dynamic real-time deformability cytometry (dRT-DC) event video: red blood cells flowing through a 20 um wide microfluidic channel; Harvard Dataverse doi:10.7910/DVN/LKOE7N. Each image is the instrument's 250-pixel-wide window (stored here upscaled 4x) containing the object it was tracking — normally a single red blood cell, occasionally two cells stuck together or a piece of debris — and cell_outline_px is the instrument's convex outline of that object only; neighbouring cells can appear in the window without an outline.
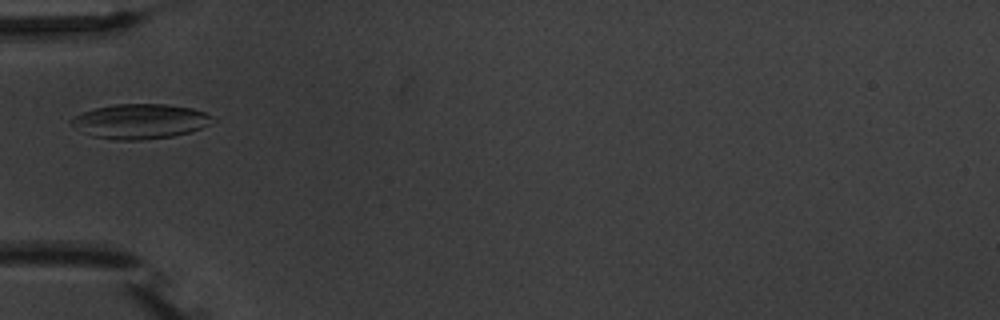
{"species": "common noctule bat (a hibernating species)", "species_latin": "Nyctalus noctula", "temperature_condition": "warm", "stored_images_in_passage": 4, "camera_frame_rate_fps": 3000, "um_per_image_px": 0.085, "animal": {"sex": "male", "body_mass_g": 20.1, "forearm_length_mm": 53.5}, "frame": {"image": 1, "passage_image": 4, "time_ms": 3.667, "image_size_px": [1000, 320], "cell_outline_px": [[216, 120], [200, 128], [188, 132], [172, 136], [140, 140], [116, 140], [92, 136], [84, 132], [72, 124], [68, 120], [84, 112], [96, 108], [116, 104], [164, 104], [192, 108], [204, 112]], "centroid_in_image_um": [11.91, 10.31], "position_along_channel_um": 73.1, "area_um2": 28.21}}